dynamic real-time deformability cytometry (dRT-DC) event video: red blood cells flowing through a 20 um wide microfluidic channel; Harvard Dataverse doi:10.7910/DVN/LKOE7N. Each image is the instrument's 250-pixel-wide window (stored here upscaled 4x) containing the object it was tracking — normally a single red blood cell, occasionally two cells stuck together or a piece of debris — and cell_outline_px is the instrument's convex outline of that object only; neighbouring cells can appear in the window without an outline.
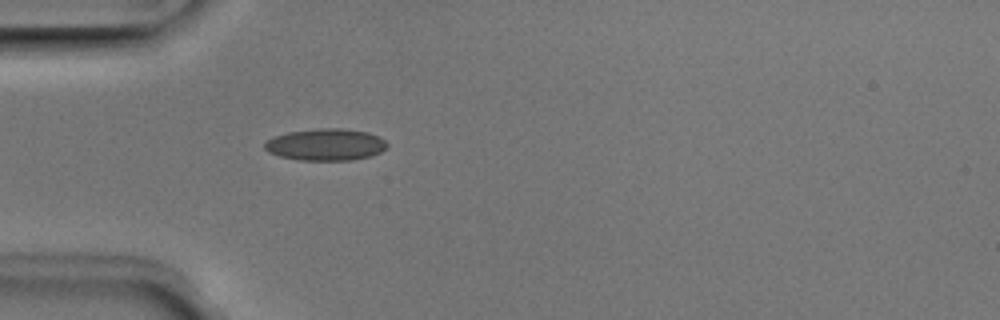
{"species": "Egyptian fruit bat (a non-hibernating species)", "species_latin": "Rousettus aegyptiacus", "temperature_condition": "room temperature", "stored_images_in_passage": 37, "camera_frame_rate_fps": 3000, "um_per_image_px": 0.085, "animal": {"sex": "male"}, "frame": {"image": 1, "passage_image": 1, "time_ms": 0.0, "image_size_px": [1000, 320], "cell_outline_px": [[388, 144], [380, 152], [372, 156], [352, 160], [300, 160], [280, 156], [268, 152], [264, 148], [264, 144], [268, 140], [276, 136], [288, 132], [320, 128], [340, 128], [368, 132], [380, 136]], "centroid_in_image_um": [27.71, 12.29], "position_along_channel_um": 57.3, "area_um2": 22.66}}
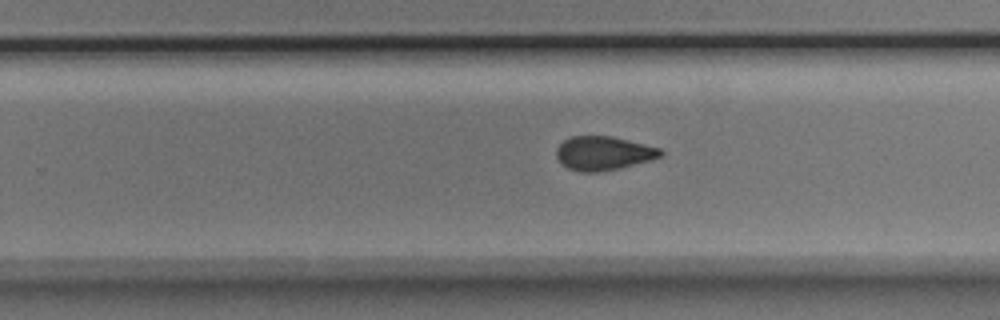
{"frame": {"image": 2, "passage_image": 18, "time_ms": 5.667, "image_size_px": [1000, 320], "cell_outline_px": [[664, 156], [652, 160], [620, 168], [600, 172], [580, 172], [568, 168], [556, 156], [556, 148], [564, 140], [572, 136], [612, 136], [660, 148], [664, 152]], "centroid_in_image_um": [51.33, 13.03], "position_along_channel_um": 278.5, "area_um2": 20.63}}
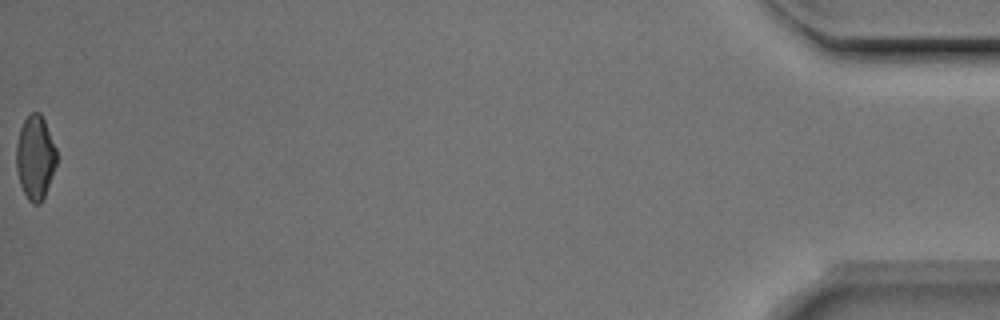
{"frame": {"image": 3, "passage_image": 37, "time_ms": 12.0, "image_size_px": [1000, 320], "cell_outline_px": [[56, 164], [44, 196], [40, 204], [32, 204], [28, 200], [20, 184], [16, 168], [16, 144], [20, 128], [24, 120], [32, 112], [40, 112], [44, 120], [56, 148]], "centroid_in_image_um": [2.98, 13.38], "position_along_channel_um": 432.2, "area_um2": 19.54}, "authors_computed_cell_mechanics": {"area_um2": 20.6924, "velocity_mm_per_s": 3.9941, "shape_relaxation_time_tau1_ms": 7.8954, "shape_relaxation_time_tau2_ms": 2.1591, "deformation_change_tau1": 0.1367, "deformation_change_tau2": 0.0767}}